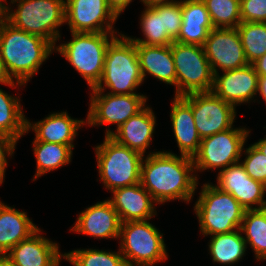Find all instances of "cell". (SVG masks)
I'll use <instances>...</instances> for the list:
<instances>
[{"instance_id":"bcb514c9","label":"cell","mask_w":266,"mask_h":266,"mask_svg":"<svg viewBox=\"0 0 266 266\" xmlns=\"http://www.w3.org/2000/svg\"><path fill=\"white\" fill-rule=\"evenodd\" d=\"M6 3H7V0H0V5H2L5 9H7L9 7V5H6Z\"/></svg>"},{"instance_id":"ffe728a7","label":"cell","mask_w":266,"mask_h":266,"mask_svg":"<svg viewBox=\"0 0 266 266\" xmlns=\"http://www.w3.org/2000/svg\"><path fill=\"white\" fill-rule=\"evenodd\" d=\"M155 126L154 112L152 108L145 106L118 127L115 132L107 128L105 136H110L117 143L145 155L146 149L151 145Z\"/></svg>"},{"instance_id":"ab89813d","label":"cell","mask_w":266,"mask_h":266,"mask_svg":"<svg viewBox=\"0 0 266 266\" xmlns=\"http://www.w3.org/2000/svg\"><path fill=\"white\" fill-rule=\"evenodd\" d=\"M259 77L266 76V53L252 63Z\"/></svg>"},{"instance_id":"7402d4cb","label":"cell","mask_w":266,"mask_h":266,"mask_svg":"<svg viewBox=\"0 0 266 266\" xmlns=\"http://www.w3.org/2000/svg\"><path fill=\"white\" fill-rule=\"evenodd\" d=\"M182 24L175 42L190 45H204L214 28L209 12L202 0H181Z\"/></svg>"},{"instance_id":"d6986e66","label":"cell","mask_w":266,"mask_h":266,"mask_svg":"<svg viewBox=\"0 0 266 266\" xmlns=\"http://www.w3.org/2000/svg\"><path fill=\"white\" fill-rule=\"evenodd\" d=\"M112 194L113 197L108 200L122 223L150 220L157 214L156 202L140 183L115 189Z\"/></svg>"},{"instance_id":"7c38bea8","label":"cell","mask_w":266,"mask_h":266,"mask_svg":"<svg viewBox=\"0 0 266 266\" xmlns=\"http://www.w3.org/2000/svg\"><path fill=\"white\" fill-rule=\"evenodd\" d=\"M182 97L191 105L201 139L233 127L236 108L212 92L191 93Z\"/></svg>"},{"instance_id":"6da1fadb","label":"cell","mask_w":266,"mask_h":266,"mask_svg":"<svg viewBox=\"0 0 266 266\" xmlns=\"http://www.w3.org/2000/svg\"><path fill=\"white\" fill-rule=\"evenodd\" d=\"M191 157L168 152H150L141 164L140 184L156 204L171 200L189 203L198 186Z\"/></svg>"},{"instance_id":"7bdbcfd3","label":"cell","mask_w":266,"mask_h":266,"mask_svg":"<svg viewBox=\"0 0 266 266\" xmlns=\"http://www.w3.org/2000/svg\"><path fill=\"white\" fill-rule=\"evenodd\" d=\"M0 266H16V265L6 254H0Z\"/></svg>"},{"instance_id":"4fadbf2b","label":"cell","mask_w":266,"mask_h":266,"mask_svg":"<svg viewBox=\"0 0 266 266\" xmlns=\"http://www.w3.org/2000/svg\"><path fill=\"white\" fill-rule=\"evenodd\" d=\"M117 19L106 0H65V24L71 32H117Z\"/></svg>"},{"instance_id":"d590c367","label":"cell","mask_w":266,"mask_h":266,"mask_svg":"<svg viewBox=\"0 0 266 266\" xmlns=\"http://www.w3.org/2000/svg\"><path fill=\"white\" fill-rule=\"evenodd\" d=\"M164 22L166 33L175 40L179 35L182 24L181 0L164 4Z\"/></svg>"},{"instance_id":"4dcf8cb0","label":"cell","mask_w":266,"mask_h":266,"mask_svg":"<svg viewBox=\"0 0 266 266\" xmlns=\"http://www.w3.org/2000/svg\"><path fill=\"white\" fill-rule=\"evenodd\" d=\"M237 30L245 58L249 64H252L266 53V23L241 22Z\"/></svg>"},{"instance_id":"f35d334b","label":"cell","mask_w":266,"mask_h":266,"mask_svg":"<svg viewBox=\"0 0 266 266\" xmlns=\"http://www.w3.org/2000/svg\"><path fill=\"white\" fill-rule=\"evenodd\" d=\"M0 84L11 86L14 88H15V85H16V87H17V85H19L20 87L25 85V84L20 83V82L16 83L11 79V77L6 72V69L4 67V63L2 62L1 58H0Z\"/></svg>"},{"instance_id":"e575fe53","label":"cell","mask_w":266,"mask_h":266,"mask_svg":"<svg viewBox=\"0 0 266 266\" xmlns=\"http://www.w3.org/2000/svg\"><path fill=\"white\" fill-rule=\"evenodd\" d=\"M241 22L266 23V0H240Z\"/></svg>"},{"instance_id":"3957f363","label":"cell","mask_w":266,"mask_h":266,"mask_svg":"<svg viewBox=\"0 0 266 266\" xmlns=\"http://www.w3.org/2000/svg\"><path fill=\"white\" fill-rule=\"evenodd\" d=\"M143 81L135 43L129 36L119 33L108 45L102 78L91 90L106 91L108 88L110 94H139L135 90Z\"/></svg>"},{"instance_id":"52a82bcc","label":"cell","mask_w":266,"mask_h":266,"mask_svg":"<svg viewBox=\"0 0 266 266\" xmlns=\"http://www.w3.org/2000/svg\"><path fill=\"white\" fill-rule=\"evenodd\" d=\"M100 181L105 189H115L140 183L141 164L144 155L105 136L103 143L95 147Z\"/></svg>"},{"instance_id":"cb8c5ba5","label":"cell","mask_w":266,"mask_h":266,"mask_svg":"<svg viewBox=\"0 0 266 266\" xmlns=\"http://www.w3.org/2000/svg\"><path fill=\"white\" fill-rule=\"evenodd\" d=\"M170 119L181 155L193 157L199 150V137L191 105L182 97L174 96Z\"/></svg>"},{"instance_id":"30bf717a","label":"cell","mask_w":266,"mask_h":266,"mask_svg":"<svg viewBox=\"0 0 266 266\" xmlns=\"http://www.w3.org/2000/svg\"><path fill=\"white\" fill-rule=\"evenodd\" d=\"M251 131L247 128H229L212 136L201 139L198 152L192 157L197 171L219 169L238 163L244 150V144Z\"/></svg>"},{"instance_id":"f546056e","label":"cell","mask_w":266,"mask_h":266,"mask_svg":"<svg viewBox=\"0 0 266 266\" xmlns=\"http://www.w3.org/2000/svg\"><path fill=\"white\" fill-rule=\"evenodd\" d=\"M20 98L0 88V132L19 141L26 133V120Z\"/></svg>"},{"instance_id":"9c48e42d","label":"cell","mask_w":266,"mask_h":266,"mask_svg":"<svg viewBox=\"0 0 266 266\" xmlns=\"http://www.w3.org/2000/svg\"><path fill=\"white\" fill-rule=\"evenodd\" d=\"M171 51L176 69V96L211 92L214 74L204 48L174 41Z\"/></svg>"},{"instance_id":"83f0119b","label":"cell","mask_w":266,"mask_h":266,"mask_svg":"<svg viewBox=\"0 0 266 266\" xmlns=\"http://www.w3.org/2000/svg\"><path fill=\"white\" fill-rule=\"evenodd\" d=\"M140 28L144 39L129 37L135 44L164 46L174 42L165 31L164 4L145 7L140 17Z\"/></svg>"},{"instance_id":"277c9868","label":"cell","mask_w":266,"mask_h":266,"mask_svg":"<svg viewBox=\"0 0 266 266\" xmlns=\"http://www.w3.org/2000/svg\"><path fill=\"white\" fill-rule=\"evenodd\" d=\"M194 211L202 235H216L240 229L245 209L228 192L212 183L202 185Z\"/></svg>"},{"instance_id":"b9f144b4","label":"cell","mask_w":266,"mask_h":266,"mask_svg":"<svg viewBox=\"0 0 266 266\" xmlns=\"http://www.w3.org/2000/svg\"><path fill=\"white\" fill-rule=\"evenodd\" d=\"M143 2L145 7H154L156 5H163L175 2L176 0H140Z\"/></svg>"},{"instance_id":"1f68e13d","label":"cell","mask_w":266,"mask_h":266,"mask_svg":"<svg viewBox=\"0 0 266 266\" xmlns=\"http://www.w3.org/2000/svg\"><path fill=\"white\" fill-rule=\"evenodd\" d=\"M64 259L73 266H127L120 250L77 249L64 253Z\"/></svg>"},{"instance_id":"ac0fdd59","label":"cell","mask_w":266,"mask_h":266,"mask_svg":"<svg viewBox=\"0 0 266 266\" xmlns=\"http://www.w3.org/2000/svg\"><path fill=\"white\" fill-rule=\"evenodd\" d=\"M40 228L29 238L11 248L6 255L16 266H59L64 254L59 244L45 238Z\"/></svg>"},{"instance_id":"8fae6325","label":"cell","mask_w":266,"mask_h":266,"mask_svg":"<svg viewBox=\"0 0 266 266\" xmlns=\"http://www.w3.org/2000/svg\"><path fill=\"white\" fill-rule=\"evenodd\" d=\"M90 107L86 117L89 126L116 124L117 128L146 106L143 94L117 95L105 91H92Z\"/></svg>"},{"instance_id":"d4e9b609","label":"cell","mask_w":266,"mask_h":266,"mask_svg":"<svg viewBox=\"0 0 266 266\" xmlns=\"http://www.w3.org/2000/svg\"><path fill=\"white\" fill-rule=\"evenodd\" d=\"M38 229L26 212L19 211L0 201V254H6Z\"/></svg>"},{"instance_id":"44dd1931","label":"cell","mask_w":266,"mask_h":266,"mask_svg":"<svg viewBox=\"0 0 266 266\" xmlns=\"http://www.w3.org/2000/svg\"><path fill=\"white\" fill-rule=\"evenodd\" d=\"M86 124L84 119H74L66 111L51 113L36 123L26 120V133L35 132V141L74 146L77 131Z\"/></svg>"},{"instance_id":"f1b7e54d","label":"cell","mask_w":266,"mask_h":266,"mask_svg":"<svg viewBox=\"0 0 266 266\" xmlns=\"http://www.w3.org/2000/svg\"><path fill=\"white\" fill-rule=\"evenodd\" d=\"M240 230L256 260H266V208L245 210Z\"/></svg>"},{"instance_id":"5b68a950","label":"cell","mask_w":266,"mask_h":266,"mask_svg":"<svg viewBox=\"0 0 266 266\" xmlns=\"http://www.w3.org/2000/svg\"><path fill=\"white\" fill-rule=\"evenodd\" d=\"M17 9H6V21L15 28L42 37L54 47L65 23V0H12Z\"/></svg>"},{"instance_id":"603a6c76","label":"cell","mask_w":266,"mask_h":266,"mask_svg":"<svg viewBox=\"0 0 266 266\" xmlns=\"http://www.w3.org/2000/svg\"><path fill=\"white\" fill-rule=\"evenodd\" d=\"M135 47L143 80L148 73L165 84L173 85L176 96V69L171 45L135 44Z\"/></svg>"},{"instance_id":"ee69618b","label":"cell","mask_w":266,"mask_h":266,"mask_svg":"<svg viewBox=\"0 0 266 266\" xmlns=\"http://www.w3.org/2000/svg\"><path fill=\"white\" fill-rule=\"evenodd\" d=\"M254 145L257 149L266 156V137L260 139L258 142H255Z\"/></svg>"},{"instance_id":"ba28073f","label":"cell","mask_w":266,"mask_h":266,"mask_svg":"<svg viewBox=\"0 0 266 266\" xmlns=\"http://www.w3.org/2000/svg\"><path fill=\"white\" fill-rule=\"evenodd\" d=\"M119 239L127 266H154L168 258L163 234L149 220L121 223Z\"/></svg>"},{"instance_id":"74e56055","label":"cell","mask_w":266,"mask_h":266,"mask_svg":"<svg viewBox=\"0 0 266 266\" xmlns=\"http://www.w3.org/2000/svg\"><path fill=\"white\" fill-rule=\"evenodd\" d=\"M108 6L119 17L126 7L132 2V0H106Z\"/></svg>"},{"instance_id":"484cf974","label":"cell","mask_w":266,"mask_h":266,"mask_svg":"<svg viewBox=\"0 0 266 266\" xmlns=\"http://www.w3.org/2000/svg\"><path fill=\"white\" fill-rule=\"evenodd\" d=\"M209 253L214 263L233 265L245 256L247 243L240 229L210 236Z\"/></svg>"},{"instance_id":"2e32d148","label":"cell","mask_w":266,"mask_h":266,"mask_svg":"<svg viewBox=\"0 0 266 266\" xmlns=\"http://www.w3.org/2000/svg\"><path fill=\"white\" fill-rule=\"evenodd\" d=\"M258 78L252 64L224 71L221 76L214 74L211 92L236 108L241 103H250L258 94Z\"/></svg>"},{"instance_id":"e0dca14e","label":"cell","mask_w":266,"mask_h":266,"mask_svg":"<svg viewBox=\"0 0 266 266\" xmlns=\"http://www.w3.org/2000/svg\"><path fill=\"white\" fill-rule=\"evenodd\" d=\"M121 220L111 202L107 199L87 207L78 214L72 232L89 235L96 239L119 238Z\"/></svg>"},{"instance_id":"d6a6232c","label":"cell","mask_w":266,"mask_h":266,"mask_svg":"<svg viewBox=\"0 0 266 266\" xmlns=\"http://www.w3.org/2000/svg\"><path fill=\"white\" fill-rule=\"evenodd\" d=\"M214 28H237L241 23L240 0H202Z\"/></svg>"},{"instance_id":"8d00e7d4","label":"cell","mask_w":266,"mask_h":266,"mask_svg":"<svg viewBox=\"0 0 266 266\" xmlns=\"http://www.w3.org/2000/svg\"><path fill=\"white\" fill-rule=\"evenodd\" d=\"M17 140L9 135L0 132V182H4L6 167H7V155L8 157L14 154V150L17 144Z\"/></svg>"},{"instance_id":"8992f818","label":"cell","mask_w":266,"mask_h":266,"mask_svg":"<svg viewBox=\"0 0 266 266\" xmlns=\"http://www.w3.org/2000/svg\"><path fill=\"white\" fill-rule=\"evenodd\" d=\"M116 33L119 32H71V41L55 46V51L66 58L93 89L102 78L106 51Z\"/></svg>"},{"instance_id":"5bb4252c","label":"cell","mask_w":266,"mask_h":266,"mask_svg":"<svg viewBox=\"0 0 266 266\" xmlns=\"http://www.w3.org/2000/svg\"><path fill=\"white\" fill-rule=\"evenodd\" d=\"M213 74L247 66L237 28H213L203 45ZM219 68V69H218Z\"/></svg>"},{"instance_id":"9a60e30c","label":"cell","mask_w":266,"mask_h":266,"mask_svg":"<svg viewBox=\"0 0 266 266\" xmlns=\"http://www.w3.org/2000/svg\"><path fill=\"white\" fill-rule=\"evenodd\" d=\"M215 185L230 193L245 210L266 208L265 185L249 177L240 162L218 172Z\"/></svg>"},{"instance_id":"836d02e7","label":"cell","mask_w":266,"mask_h":266,"mask_svg":"<svg viewBox=\"0 0 266 266\" xmlns=\"http://www.w3.org/2000/svg\"><path fill=\"white\" fill-rule=\"evenodd\" d=\"M244 161L240 162L249 177L253 180L266 184V156L261 153L254 144H251L245 151Z\"/></svg>"},{"instance_id":"7a4b0ae2","label":"cell","mask_w":266,"mask_h":266,"mask_svg":"<svg viewBox=\"0 0 266 266\" xmlns=\"http://www.w3.org/2000/svg\"><path fill=\"white\" fill-rule=\"evenodd\" d=\"M53 51L55 47L49 41L7 21L0 27V58L13 81L26 85Z\"/></svg>"},{"instance_id":"f6af8a7d","label":"cell","mask_w":266,"mask_h":266,"mask_svg":"<svg viewBox=\"0 0 266 266\" xmlns=\"http://www.w3.org/2000/svg\"><path fill=\"white\" fill-rule=\"evenodd\" d=\"M6 21V9L0 5V27Z\"/></svg>"},{"instance_id":"60d3db41","label":"cell","mask_w":266,"mask_h":266,"mask_svg":"<svg viewBox=\"0 0 266 266\" xmlns=\"http://www.w3.org/2000/svg\"><path fill=\"white\" fill-rule=\"evenodd\" d=\"M259 95L266 102V76L258 78V92Z\"/></svg>"},{"instance_id":"4316f807","label":"cell","mask_w":266,"mask_h":266,"mask_svg":"<svg viewBox=\"0 0 266 266\" xmlns=\"http://www.w3.org/2000/svg\"><path fill=\"white\" fill-rule=\"evenodd\" d=\"M32 144L37 165L34 181L50 171L69 164L72 160L74 146L35 140Z\"/></svg>"}]
</instances>
